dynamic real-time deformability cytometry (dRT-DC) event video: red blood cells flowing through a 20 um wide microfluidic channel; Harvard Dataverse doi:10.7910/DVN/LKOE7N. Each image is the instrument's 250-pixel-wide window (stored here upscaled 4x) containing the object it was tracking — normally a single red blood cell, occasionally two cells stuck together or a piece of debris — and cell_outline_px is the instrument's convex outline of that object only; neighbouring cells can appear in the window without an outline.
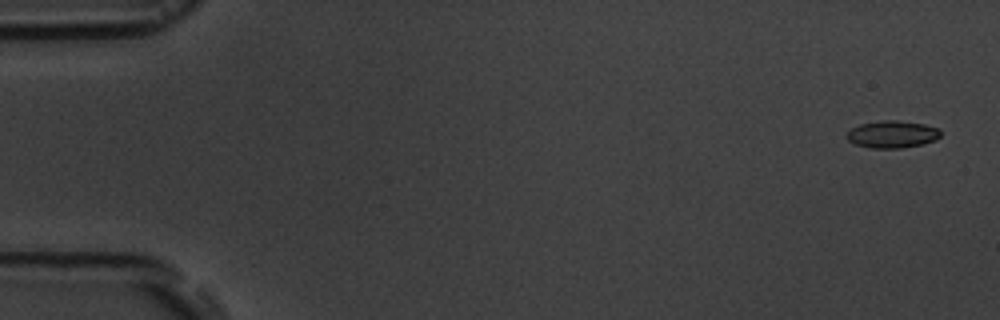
{"species": "common noctule bat (a hibernating species)", "species_latin": "Nyctalus noctula", "temperature_condition": "room temperature", "stored_images_in_passage": 6, "camera_frame_rate_fps": 3000, "um_per_image_px": 0.085, "animal": {"sex": "male", "body_mass_g": 19.5, "forearm_length_mm": 54.6}, "frame": {"image": 1, "passage_image": 1, "time_ms": 0.0, "image_size_px": [1000, 320], "cell_outline_px": [[940, 136], [936, 140], [924, 144], [900, 148], [872, 148], [856, 144], [848, 140], [844, 136], [852, 128], [860, 124], [884, 120], [900, 120], [924, 124], [940, 128]], "centroid_in_image_um": [75.86, 11.41], "position_along_channel_um": 9.1, "area_um2": 14.97}}
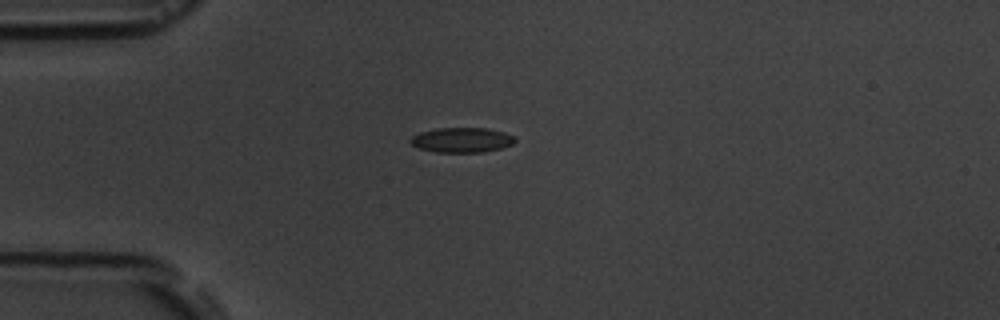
{"frame": {"image": 2, "passage_image": 5, "time_ms": 4.333, "image_size_px": [1000, 320], "cell_outline_px": [[516, 140], [512, 144], [500, 148], [484, 152], [436, 152], [420, 148], [412, 144], [408, 140], [412, 136], [420, 132], [436, 128], [488, 128], [504, 132], [512, 136]], "centroid_in_image_um": [39.24, 11.89], "position_along_channel_um": 45.8, "area_um2": 15.09}}